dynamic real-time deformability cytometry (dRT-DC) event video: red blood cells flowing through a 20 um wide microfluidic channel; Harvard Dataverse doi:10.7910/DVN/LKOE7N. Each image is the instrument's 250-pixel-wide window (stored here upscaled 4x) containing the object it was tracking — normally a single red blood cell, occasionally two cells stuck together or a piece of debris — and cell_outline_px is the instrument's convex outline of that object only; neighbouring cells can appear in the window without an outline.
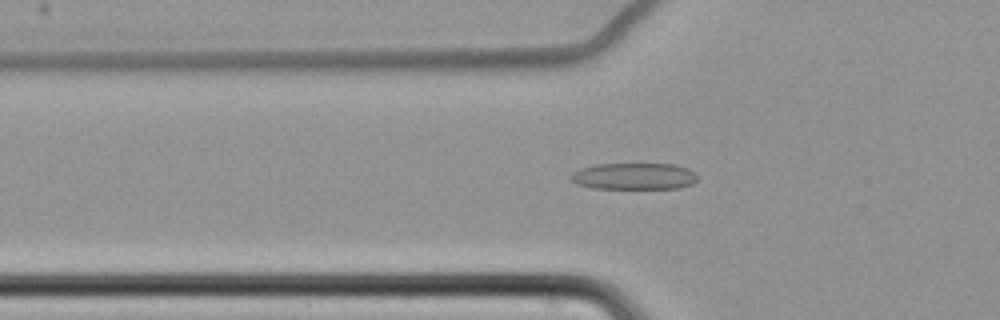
{"species": "common noctule bat (a hibernating species)", "species_latin": "Nyctalus noctula", "temperature_condition": "cold", "stored_images_in_passage": 60, "camera_frame_rate_fps": 3000, "um_per_image_px": 0.085, "animal": {"sex": "female", "body_mass_g": 22.7, "forearm_length_mm": 54.2}, "frame": {"image": 1, "passage_image": 21, "time_ms": 6.667, "image_size_px": [1000, 320], "cell_outline_px": [[696, 180], [692, 184], [680, 188], [592, 188], [576, 184], [572, 180], [572, 172], [580, 168], [596, 164], [672, 164], [688, 168], [696, 176]], "centroid_in_image_um": [53.87, 14.98], "position_along_channel_um": 71.9, "area_um2": 19.48}}
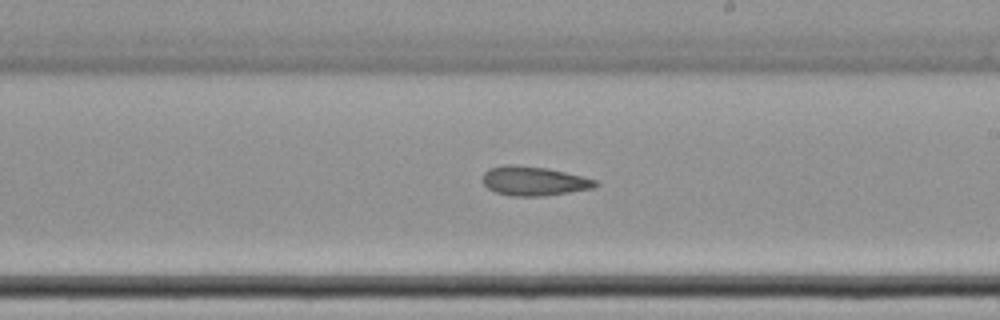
{"frame": {"image": 2, "passage_image": 36, "time_ms": 11.667, "image_size_px": [1000, 320], "cell_outline_px": [[600, 184], [596, 188], [544, 196], [512, 196], [496, 192], [488, 188], [484, 184], [484, 172], [488, 168], [504, 164], [516, 164], [544, 168], [564, 172], [596, 180]], "centroid_in_image_um": [45.38, 15.39], "position_along_channel_um": 243.6, "area_um2": 19.19}}
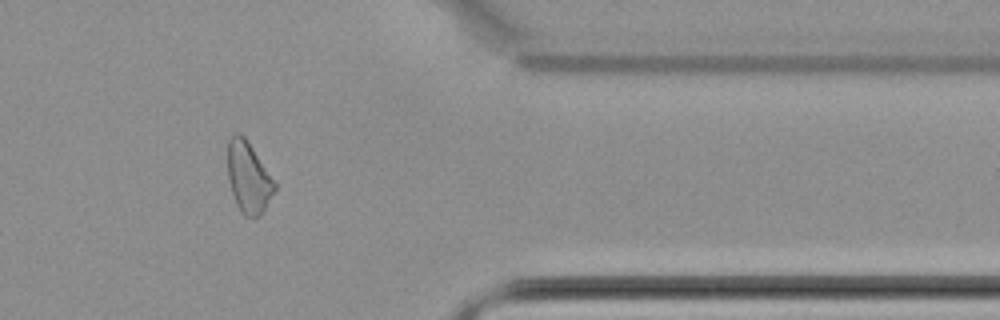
{"frame": {"image": 3, "passage_image": 50, "time_ms": 16.333, "image_size_px": [1000, 320], "cell_outline_px": [[276, 188], [260, 216], [244, 216], [240, 212], [236, 204], [232, 192], [228, 176], [228, 140], [236, 132], [240, 132], [244, 136], [276, 184]], "centroid_in_image_um": [21.1, 15.08], "position_along_channel_um": 390.3, "area_um2": 19.02}, "authors_computed_cell_mechanics": {"area_um2": 20.6346, "velocity_mm_per_s": 3.4743, "shape_relaxation_time_tau1_ms": null, "shape_relaxation_time_tau2_ms": 7.3441, "deformation_change_tau1": null, "deformation_change_tau2": 0.1543}}